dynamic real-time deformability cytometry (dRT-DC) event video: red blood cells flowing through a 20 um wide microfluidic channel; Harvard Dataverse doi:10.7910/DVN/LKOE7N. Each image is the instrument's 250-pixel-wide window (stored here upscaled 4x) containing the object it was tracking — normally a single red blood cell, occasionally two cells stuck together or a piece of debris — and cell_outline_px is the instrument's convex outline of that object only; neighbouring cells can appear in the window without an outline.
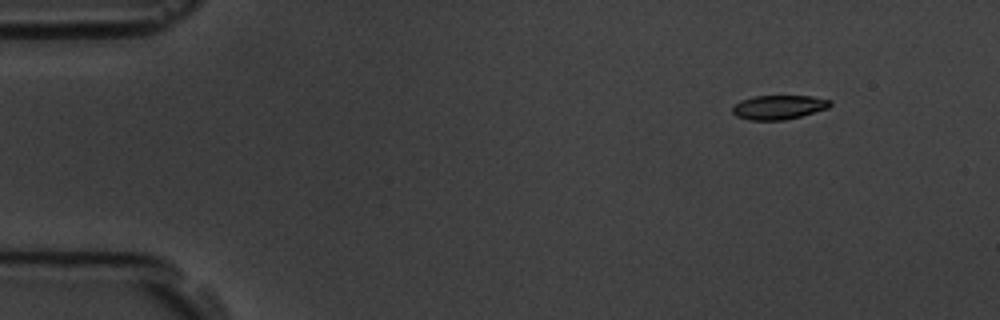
{"species": "common noctule bat (a hibernating species)", "species_latin": "Nyctalus noctula", "temperature_condition": "room temperature", "stored_images_in_passage": 5, "camera_frame_rate_fps": 3000, "um_per_image_px": 0.085, "animal": {"sex": "male", "body_mass_g": 19.5, "forearm_length_mm": 54.6}, "frame": {"image": 1, "passage_image": 2, "time_ms": 1.333, "image_size_px": [1000, 320], "cell_outline_px": [[832, 104], [828, 108], [800, 116], [784, 120], [748, 120], [736, 116], [732, 112], [732, 108], [740, 100], [756, 96], [812, 96], [832, 100]], "centroid_in_image_um": [66.19, 9.11], "position_along_channel_um": 18.8, "area_um2": 13.76}}
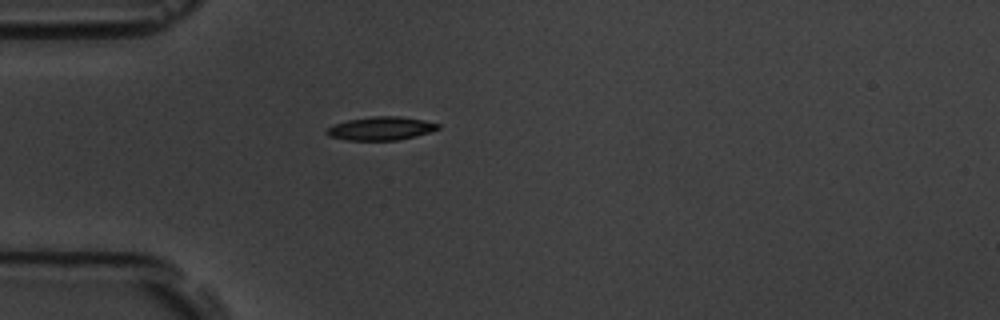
{"frame": {"image": 2, "passage_image": 5, "time_ms": 4.667, "image_size_px": [1000, 320], "cell_outline_px": [[440, 128], [416, 136], [400, 140], [348, 140], [328, 136], [324, 132], [328, 128], [336, 124], [348, 120], [372, 116], [400, 116], [424, 120], [440, 124]], "centroid_in_image_um": [32.39, 10.92], "position_along_channel_um": 52.6, "area_um2": 15.14}}